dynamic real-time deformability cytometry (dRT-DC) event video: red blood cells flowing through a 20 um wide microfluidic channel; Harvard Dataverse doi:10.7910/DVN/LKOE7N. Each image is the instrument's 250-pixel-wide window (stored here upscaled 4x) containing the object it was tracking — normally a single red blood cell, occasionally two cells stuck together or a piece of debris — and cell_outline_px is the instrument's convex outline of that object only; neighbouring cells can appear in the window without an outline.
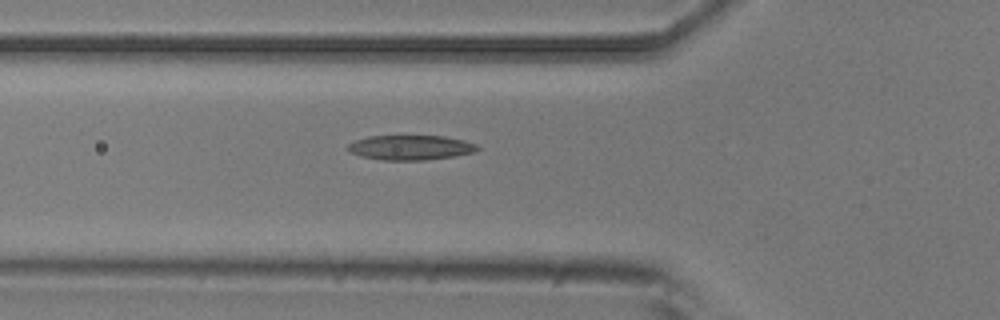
{"species": "common noctule bat (a hibernating species)", "species_latin": "Nyctalus noctula", "temperature_condition": "room temperature", "stored_images_in_passage": 3, "camera_frame_rate_fps": 3000, "um_per_image_px": 0.085, "animal": {"sex": "male", "body_mass_g": 20.5, "forearm_length_mm": 52.5}, "frame": {"image": 1, "passage_image": 3, "time_ms": 0.667, "image_size_px": [1000, 320], "cell_outline_px": [[480, 148], [472, 152], [456, 156], [424, 160], [380, 160], [360, 156], [344, 148], [348, 144], [356, 140], [368, 136], [444, 136], [464, 140], [476, 144]], "centroid_in_image_um": [34.87, 12.54], "position_along_channel_um": 90.9, "area_um2": 18.73}}